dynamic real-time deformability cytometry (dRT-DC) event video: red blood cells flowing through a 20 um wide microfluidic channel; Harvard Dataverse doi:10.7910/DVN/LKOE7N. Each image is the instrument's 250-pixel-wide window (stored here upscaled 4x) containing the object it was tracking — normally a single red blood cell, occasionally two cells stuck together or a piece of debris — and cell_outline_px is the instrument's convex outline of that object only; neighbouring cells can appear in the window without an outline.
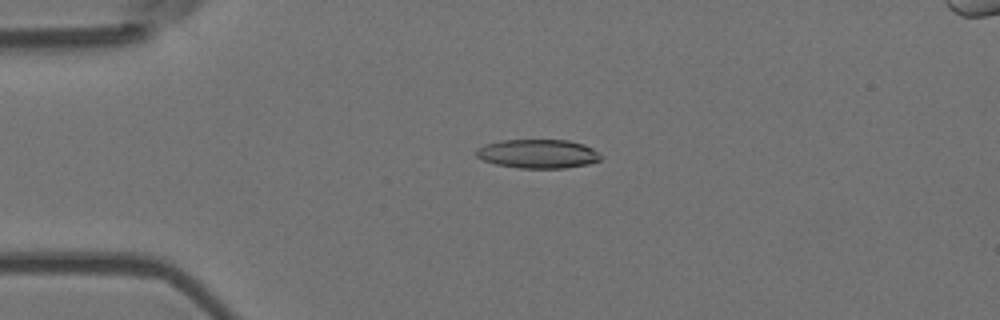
{"species": "Egyptian fruit bat (a non-hibernating species)", "species_latin": "Rousettus aegyptiacus", "temperature_condition": "room temperature", "stored_images_in_passage": 21, "camera_frame_rate_fps": 3000, "um_per_image_px": 0.085, "animal": {"sex": "female"}, "frame": {"image": 1, "passage_image": 13, "time_ms": 4.0, "image_size_px": [1000, 320], "cell_outline_px": [[600, 160], [588, 164], [564, 168], [520, 168], [496, 164], [484, 160], [476, 156], [476, 148], [484, 144], [500, 140], [568, 140], [584, 144], [592, 148], [600, 156]], "centroid_in_image_um": [45.69, 13.06], "position_along_channel_um": 39.3, "area_um2": 20.92}}
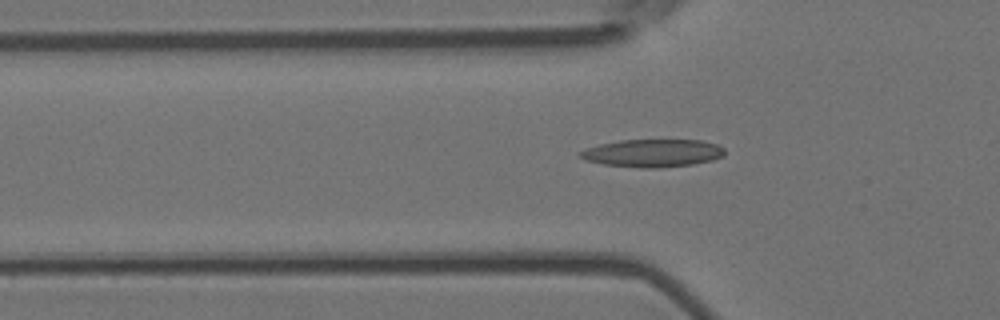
{"frame": {"image": 2, "passage_image": 18, "time_ms": 5.667, "image_size_px": [1000, 320], "cell_outline_px": [[724, 156], [712, 160], [692, 164], [660, 168], [640, 168], [604, 164], [584, 160], [580, 156], [580, 152], [588, 148], [600, 144], [620, 140], [700, 140], [716, 144], [724, 148]], "centroid_in_image_um": [55.5, 13.02], "position_along_channel_um": 70.3, "area_um2": 23.29}}
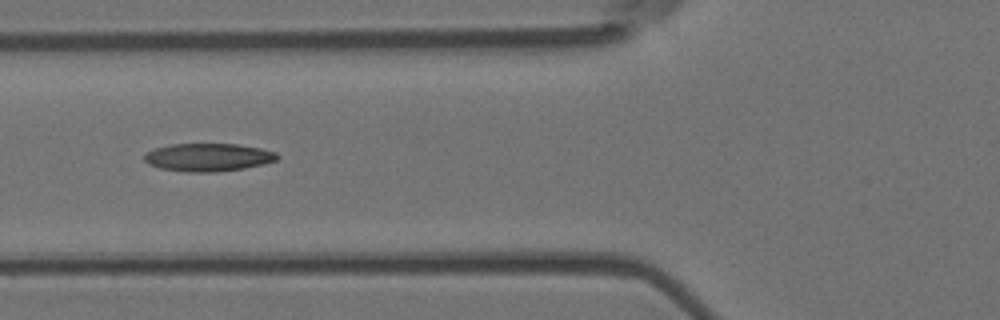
{"frame": {"image": 3, "passage_image": 21, "time_ms": 6.667, "image_size_px": [1000, 320], "cell_outline_px": [[280, 156], [276, 160], [244, 168], [216, 172], [188, 172], [160, 168], [148, 164], [144, 160], [144, 152], [156, 148], [172, 144], [236, 144], [260, 148], [276, 152]], "centroid_in_image_um": [17.66, 13.37], "position_along_channel_um": 108.1, "area_um2": 21.56}}